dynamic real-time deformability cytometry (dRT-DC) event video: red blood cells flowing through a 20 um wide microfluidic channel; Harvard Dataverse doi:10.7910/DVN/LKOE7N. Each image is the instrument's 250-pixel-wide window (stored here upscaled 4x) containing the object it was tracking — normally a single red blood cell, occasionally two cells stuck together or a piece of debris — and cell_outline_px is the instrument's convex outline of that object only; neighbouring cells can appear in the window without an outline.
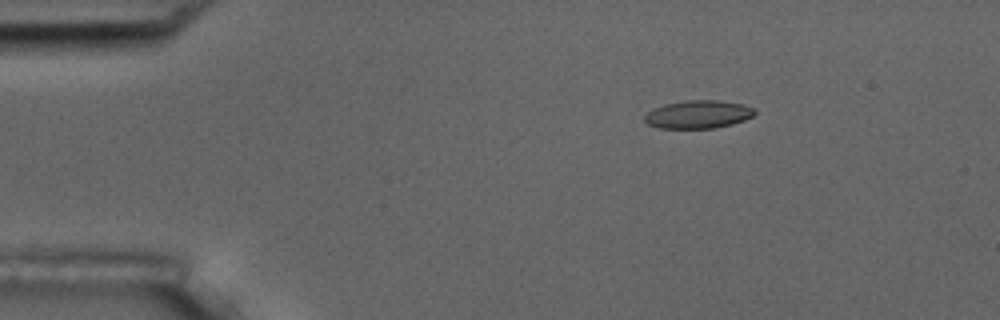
{"species": "common noctule bat (a hibernating species)", "species_latin": "Nyctalus noctula", "temperature_condition": "room temperature", "stored_images_in_passage": 4, "camera_frame_rate_fps": 3000, "um_per_image_px": 0.085, "animal": {"sex": "male", "body_mass_g": 17.5, "forearm_length_mm": 52.3}, "frame": {"image": 1, "passage_image": 3, "time_ms": 2.333, "image_size_px": [1000, 320], "cell_outline_px": [[756, 112], [752, 116], [744, 120], [732, 124], [716, 128], [660, 128], [648, 124], [644, 120], [644, 116], [652, 108], [664, 104], [688, 100], [720, 100], [744, 104], [756, 108]], "centroid_in_image_um": [59.36, 9.71], "position_along_channel_um": 25.6, "area_um2": 18.15}}